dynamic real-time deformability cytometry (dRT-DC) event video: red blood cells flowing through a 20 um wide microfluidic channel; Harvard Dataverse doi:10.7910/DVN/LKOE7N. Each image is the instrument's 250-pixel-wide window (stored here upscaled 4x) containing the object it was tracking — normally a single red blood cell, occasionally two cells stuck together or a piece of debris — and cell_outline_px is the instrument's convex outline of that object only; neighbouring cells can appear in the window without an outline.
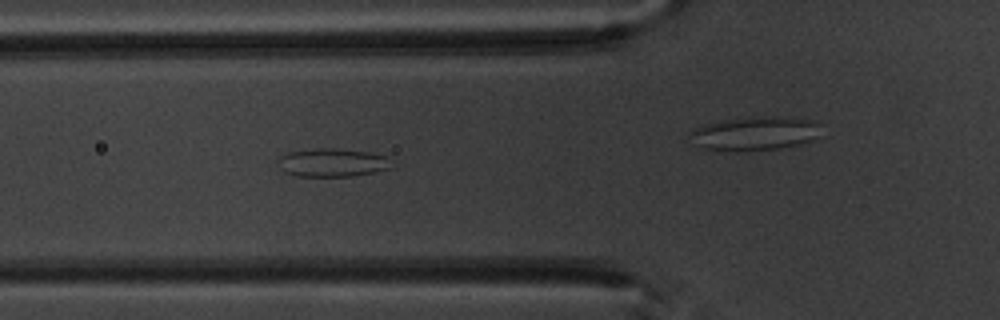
{"species": "common noctule bat (a hibernating species)", "species_latin": "Nyctalus noctula", "temperature_condition": "warm", "stored_images_in_passage": 10, "segment_of_instrument_passage": [1, 2], "camera_frame_rate_fps": 3000, "um_per_image_px": 0.085, "animal": {"sex": "male", "body_mass_g": 20.1, "forearm_length_mm": 53.5}, "frame": {"image": 1, "passage_image": 5, "time_ms": 4.667, "image_size_px": [1000, 320], "cell_outline_px": [[392, 168], [352, 176], [296, 176], [284, 172], [280, 168], [280, 156], [288, 152], [320, 148], [336, 148], [368, 152], [388, 156]], "centroid_in_image_um": [28.26, 13.82], "position_along_channel_um": 97.5, "area_um2": 18.61}}
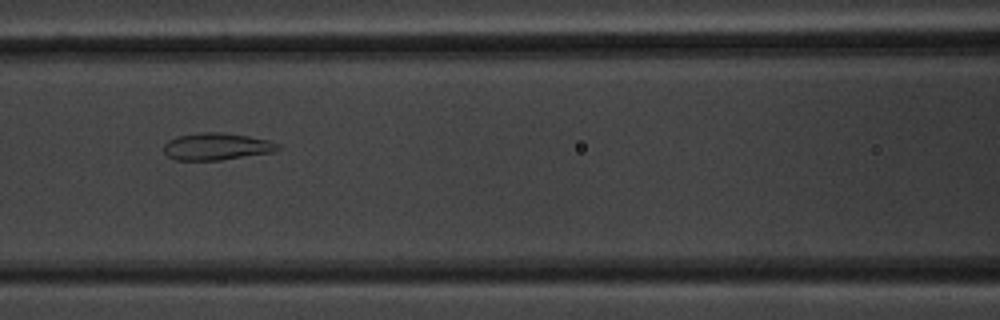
{"frame": {"image": 2, "passage_image": 7, "time_ms": 7.0, "image_size_px": [1000, 320], "cell_outline_px": [[280, 148], [272, 152], [220, 160], [176, 160], [168, 156], [164, 152], [164, 144], [168, 140], [176, 136], [200, 132], [220, 132], [248, 136], [268, 140], [280, 144]], "centroid_in_image_um": [18.39, 12.45], "position_along_channel_um": 148.2, "area_um2": 17.98}}
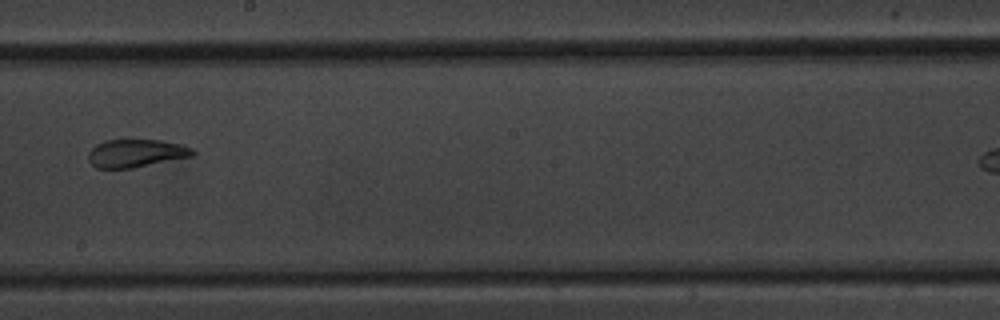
{"frame": {"image": 3, "passage_image": 9, "time_ms": 9.333, "image_size_px": [1000, 320], "cell_outline_px": [[196, 152], [192, 156], [132, 168], [96, 168], [88, 160], [88, 152], [96, 144], [104, 140], [160, 140], [180, 144], [192, 148]], "centroid_in_image_um": [11.54, 13.02], "position_along_channel_um": 236.7, "area_um2": 16.94}}